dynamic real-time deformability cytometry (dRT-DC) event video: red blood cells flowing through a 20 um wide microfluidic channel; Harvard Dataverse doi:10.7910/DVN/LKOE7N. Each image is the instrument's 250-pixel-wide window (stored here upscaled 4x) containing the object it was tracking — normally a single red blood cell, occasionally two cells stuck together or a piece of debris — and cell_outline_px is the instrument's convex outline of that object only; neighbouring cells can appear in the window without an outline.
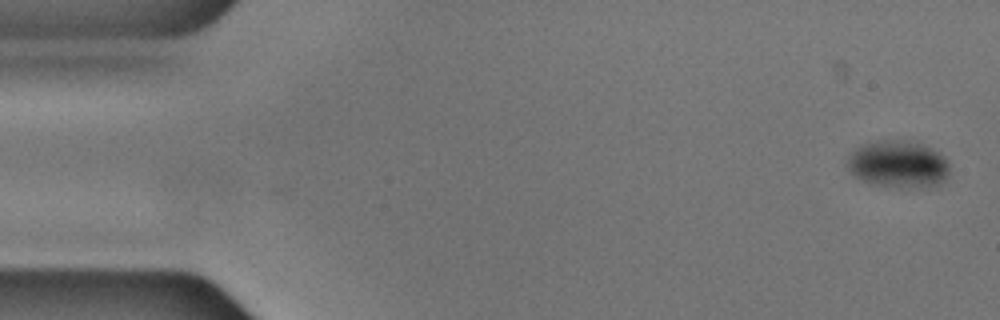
{"species": "common noctule bat (a hibernating species)", "species_latin": "Nyctalus noctula", "temperature_condition": "cold", "stored_images_in_passage": 55, "camera_frame_rate_fps": 3000, "um_per_image_px": 0.085, "animal": {"sex": "male", "body_mass_g": 17.9, "forearm_length_mm": 54.2}, "frame": {"image": 1, "passage_image": 1, "time_ms": 0.0, "image_size_px": [1000, 320], "cell_outline_px": [[948, 176], [944, 180], [936, 184], [924, 188], [908, 188], [876, 184], [864, 180], [856, 176], [844, 164], [848, 156], [860, 144], [880, 140], [908, 140], [920, 144], [944, 156], [948, 164]], "centroid_in_image_um": [76.32, 13.95], "position_along_channel_um": 8.7, "area_um2": 27.92}}
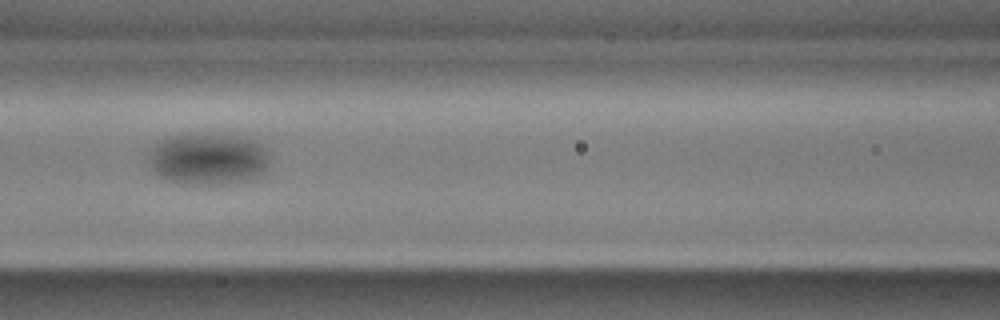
{"frame": {"image": 2, "passage_image": 23, "time_ms": 7.333, "image_size_px": [1000, 320], "cell_outline_px": [[268, 160], [260, 176], [220, 184], [200, 184], [172, 180], [164, 176], [152, 164], [152, 152], [156, 144], [172, 136], [232, 136], [252, 140], [260, 144], [264, 148]], "centroid_in_image_um": [17.77, 13.52], "position_along_channel_um": 148.8, "area_um2": 33.93}}
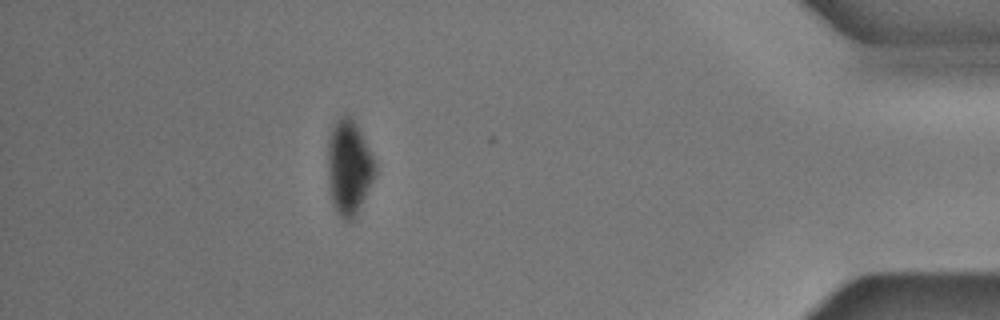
{"frame": {"image": 3, "passage_image": 49, "time_ms": 16.0, "image_size_px": [1000, 320], "cell_outline_px": [[376, 172], [352, 220], [344, 220], [336, 212], [332, 204], [328, 192], [328, 136], [336, 120], [344, 112], [348, 112], [356, 124], [376, 164]], "centroid_in_image_um": [29.61, 14.19], "position_along_channel_um": 405.6, "area_um2": 25.95}, "authors_computed_cell_mechanics": {"area_um2": 29.7092, "velocity_mm_per_s": 3.5654, "shape_relaxation_time_tau1_ms": 2.4662, "shape_relaxation_time_tau2_ms": null, "deformation_change_tau1": 0.0586, "deformation_change_tau2": null}}